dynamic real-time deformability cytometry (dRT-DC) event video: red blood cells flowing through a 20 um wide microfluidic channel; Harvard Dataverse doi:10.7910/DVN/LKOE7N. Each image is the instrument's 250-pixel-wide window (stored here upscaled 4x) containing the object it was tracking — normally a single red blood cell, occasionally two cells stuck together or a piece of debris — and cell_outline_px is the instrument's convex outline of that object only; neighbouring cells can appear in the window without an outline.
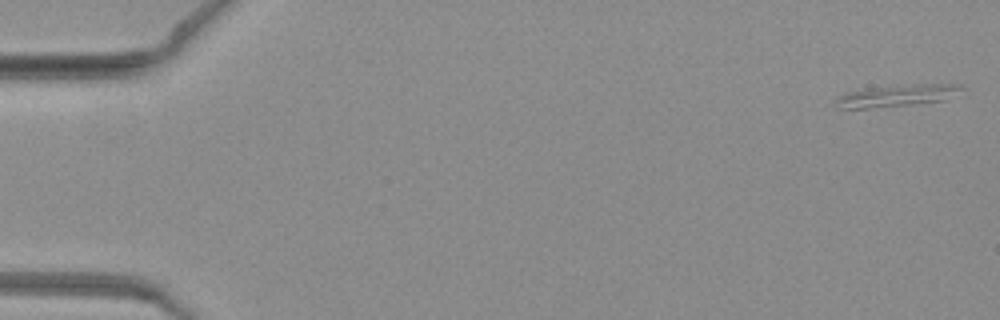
{"species": "common noctule bat (a hibernating species)", "species_latin": "Nyctalus noctula", "temperature_condition": "warm", "stored_images_in_passage": 16, "camera_frame_rate_fps": 3000, "um_per_image_px": 0.085, "animal": {"sex": "female", "body_mass_g": 19.3, "forearm_length_mm": 54.1}, "frame": {"image": 1, "passage_image": 1, "time_ms": 0.0, "image_size_px": [1000, 320], "cell_outline_px": [[964, 96], [948, 100], [912, 104], [868, 108], [836, 108], [832, 104], [832, 100], [844, 92], [868, 88], [912, 84], [964, 84]], "centroid_in_image_um": [76.34, 8.12], "position_along_channel_um": 8.7, "area_um2": 16.76}}
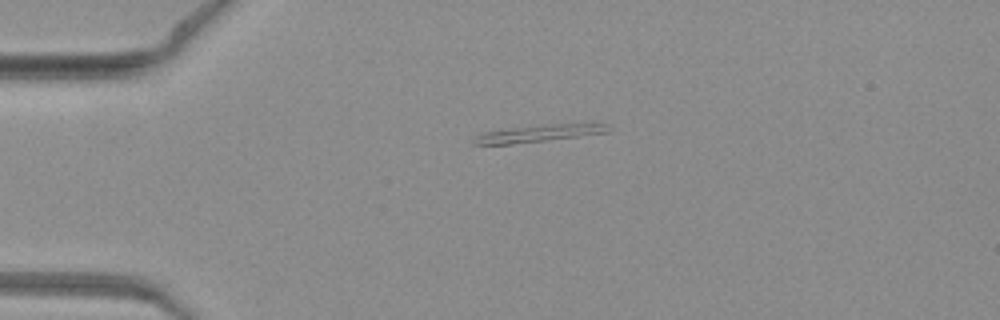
{"frame": {"image": 2, "passage_image": 12, "time_ms": 3.667, "image_size_px": [1000, 320], "cell_outline_px": [[608, 132], [512, 144], [472, 144], [472, 140], [476, 136], [484, 132], [572, 120], [608, 124]], "centroid_in_image_um": [45.94, 11.27], "position_along_channel_um": 39.1, "area_um2": 13.76}}